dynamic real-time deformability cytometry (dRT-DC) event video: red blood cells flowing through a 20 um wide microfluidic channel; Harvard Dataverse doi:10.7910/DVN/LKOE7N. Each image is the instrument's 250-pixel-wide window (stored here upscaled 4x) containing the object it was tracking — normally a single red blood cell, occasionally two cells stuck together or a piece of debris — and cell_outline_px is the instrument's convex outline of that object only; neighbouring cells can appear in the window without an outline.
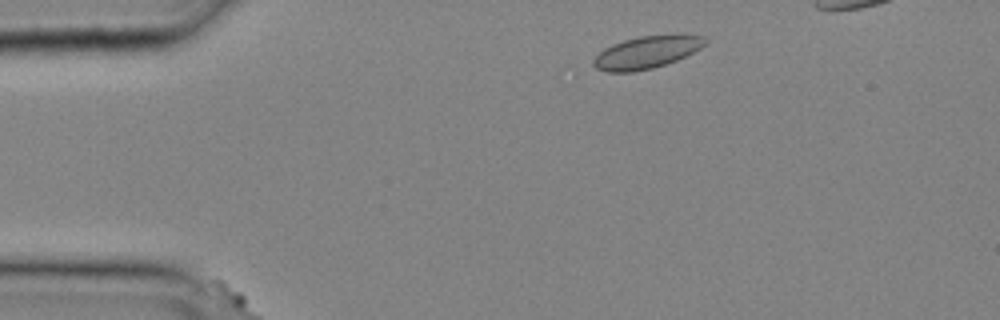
{"species": "common noctule bat (a hibernating species)", "species_latin": "Nyctalus noctula", "temperature_condition": "cold", "stored_images_in_passage": 41, "camera_frame_rate_fps": 3000, "um_per_image_px": 0.085, "animal": {"sex": "male", "body_mass_g": 20.4}, "frame": {"image": 1, "passage_image": 3, "time_ms": 0.667, "image_size_px": [1000, 320], "cell_outline_px": [[708, 40], [700, 48], [676, 60], [652, 68], [632, 72], [608, 72], [596, 68], [592, 64], [592, 60], [604, 48], [612, 44], [624, 40], [640, 36], [676, 32], [684, 32], [704, 36]], "centroid_in_image_um": [55.01, 4.4], "position_along_channel_um": 30.0, "area_um2": 21.5}}